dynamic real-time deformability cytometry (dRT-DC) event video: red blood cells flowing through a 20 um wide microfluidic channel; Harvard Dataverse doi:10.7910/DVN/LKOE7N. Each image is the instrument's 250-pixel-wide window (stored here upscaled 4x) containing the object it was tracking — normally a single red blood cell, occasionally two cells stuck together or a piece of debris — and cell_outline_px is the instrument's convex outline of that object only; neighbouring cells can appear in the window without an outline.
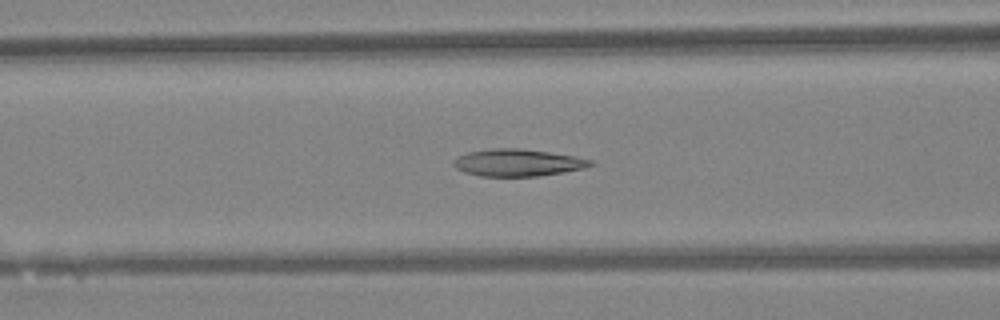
{"species": "Egyptian fruit bat (a non-hibernating species)", "species_latin": "Rousettus aegyptiacus", "temperature_condition": "warm", "stored_images_in_passage": 46, "camera_frame_rate_fps": 3000, "um_per_image_px": 0.085, "animal": {"sex": "female"}, "frame": {"image": 1, "passage_image": 18, "time_ms": 5.667, "image_size_px": [1000, 320], "cell_outline_px": [[596, 164], [584, 168], [564, 172], [536, 176], [480, 176], [464, 172], [456, 168], [452, 164], [452, 160], [468, 152], [492, 148], [516, 148], [548, 152], [572, 156], [592, 160]], "centroid_in_image_um": [43.99, 13.83], "position_along_channel_um": 122.6, "area_um2": 21.5}}
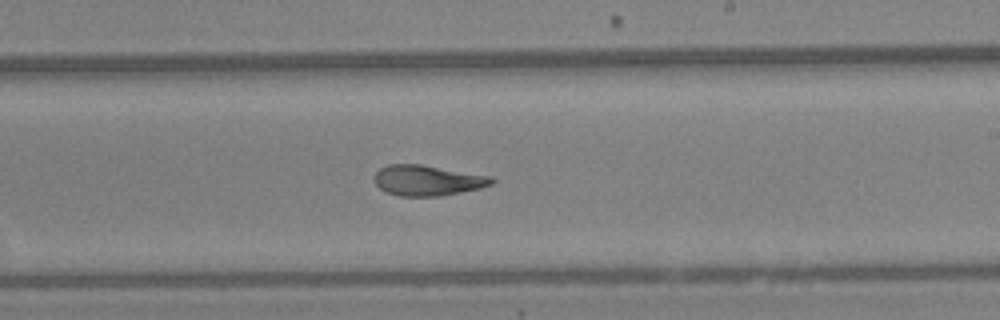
{"frame": {"image": 2, "passage_image": 27, "time_ms": 8.667, "image_size_px": [1000, 320], "cell_outline_px": [[496, 180], [492, 184], [480, 188], [440, 196], [400, 196], [388, 192], [380, 188], [372, 180], [376, 172], [380, 168], [388, 164], [420, 164], [492, 176]], "centroid_in_image_um": [36.34, 15.32], "position_along_channel_um": 252.7, "area_um2": 20.87}}
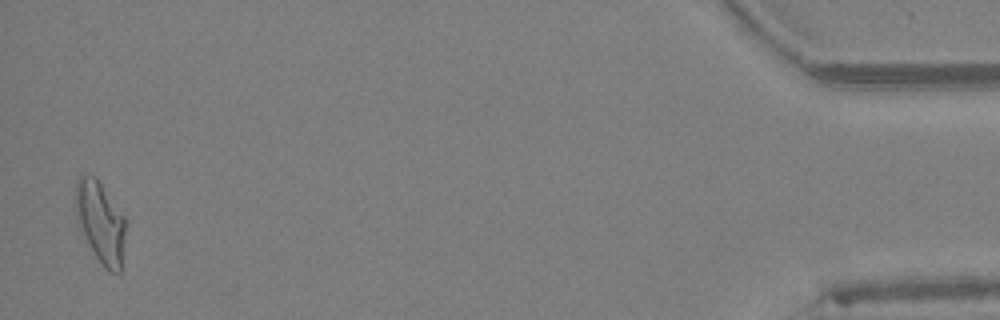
{"frame": {"image": 3, "passage_image": 45, "time_ms": 14.667, "image_size_px": [1000, 320], "cell_outline_px": [[124, 232], [120, 272], [112, 272], [104, 268], [96, 256], [80, 228], [76, 212], [76, 180], [80, 176], [96, 176], [124, 216]], "centroid_in_image_um": [8.53, 18.85], "position_along_channel_um": 426.7, "area_um2": 22.95}, "authors_computed_cell_mechanics": {"area_um2": 21.675, "velocity_mm_per_s": 4.3643, "shape_relaxation_time_tau1_ms": null, "shape_relaxation_time_tau2_ms": 2.0502, "deformation_change_tau1": null, "deformation_change_tau2": 0.0852}}